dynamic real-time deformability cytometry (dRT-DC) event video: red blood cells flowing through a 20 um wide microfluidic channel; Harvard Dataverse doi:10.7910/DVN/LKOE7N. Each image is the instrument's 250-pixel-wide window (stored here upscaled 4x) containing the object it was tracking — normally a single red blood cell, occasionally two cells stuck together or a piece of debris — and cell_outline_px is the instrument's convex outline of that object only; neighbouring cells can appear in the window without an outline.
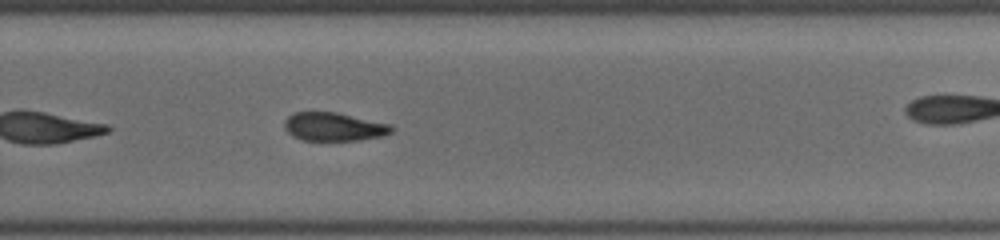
{"species": "common noctule bat (a hibernating species)", "species_latin": "Nyctalus noctula", "temperature_condition": "cold", "stored_images_in_passage": 47, "camera_frame_rate_fps": 3000, "um_per_image_px": 0.085, "animal": {"sex": "female", "body_mass_g": 19.5, "forearm_length_mm": 54.1}, "frame": {"image": 1, "passage_image": 32, "time_ms": 11.667, "image_size_px": [1000, 240], "cell_outline_px": [[396, 128], [392, 132], [384, 136], [360, 140], [300, 140], [292, 136], [284, 128], [284, 120], [292, 112], [336, 112], [392, 124]], "centroid_in_image_um": [28.4, 10.77], "position_along_channel_um": 301.4, "area_um2": 18.03}}